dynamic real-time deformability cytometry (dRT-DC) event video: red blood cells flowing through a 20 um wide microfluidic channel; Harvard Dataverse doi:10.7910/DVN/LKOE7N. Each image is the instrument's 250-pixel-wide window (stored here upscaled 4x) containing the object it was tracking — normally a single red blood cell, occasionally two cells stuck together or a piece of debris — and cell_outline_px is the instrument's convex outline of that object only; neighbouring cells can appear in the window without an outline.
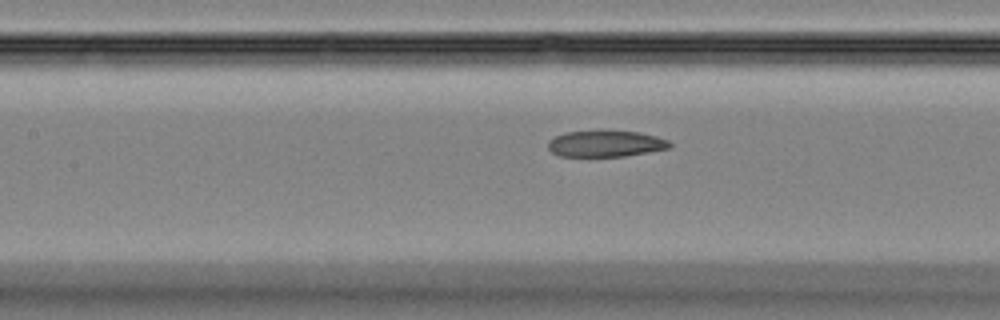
{"species": "Egyptian fruit bat (a non-hibernating species)", "species_latin": "Rousettus aegyptiacus", "temperature_condition": "room temperature", "stored_images_in_passage": 39, "camera_frame_rate_fps": 3000, "um_per_image_px": 0.085, "animal": {"sex": "female"}, "frame": {"image": 1, "passage_image": 17, "time_ms": 5.333, "image_size_px": [1000, 320], "cell_outline_px": [[672, 148], [624, 156], [560, 156], [552, 152], [548, 148], [548, 140], [564, 132], [600, 128], [604, 128], [640, 132], [656, 136], [668, 140], [672, 144]], "centroid_in_image_um": [51.48, 12.16], "position_along_channel_um": 155.9, "area_um2": 19.48}}
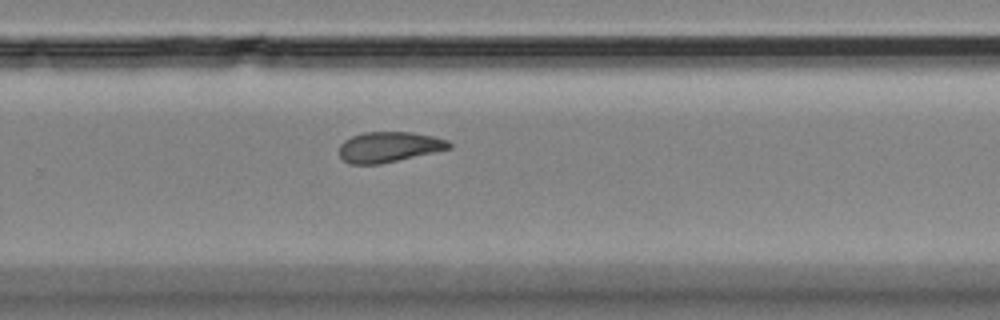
{"frame": {"image": 2, "passage_image": 27, "time_ms": 8.667, "image_size_px": [1000, 320], "cell_outline_px": [[452, 148], [380, 164], [348, 164], [340, 156], [340, 144], [344, 140], [352, 136], [364, 132], [412, 132], [432, 136], [448, 140], [452, 144]], "centroid_in_image_um": [33.06, 12.49], "position_along_channel_um": 296.7, "area_um2": 19.42}}
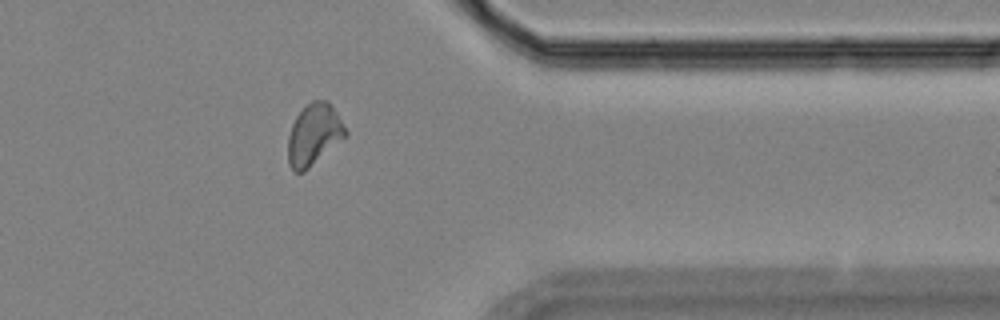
{"frame": {"image": 3, "passage_image": 34, "time_ms": 11.0, "image_size_px": [1000, 320], "cell_outline_px": [[348, 136], [304, 172], [292, 172], [288, 164], [288, 136], [292, 124], [296, 116], [312, 100], [328, 100], [332, 104], [348, 132]], "centroid_in_image_um": [26.7, 11.46], "position_along_channel_um": 384.7, "area_um2": 20.87}}